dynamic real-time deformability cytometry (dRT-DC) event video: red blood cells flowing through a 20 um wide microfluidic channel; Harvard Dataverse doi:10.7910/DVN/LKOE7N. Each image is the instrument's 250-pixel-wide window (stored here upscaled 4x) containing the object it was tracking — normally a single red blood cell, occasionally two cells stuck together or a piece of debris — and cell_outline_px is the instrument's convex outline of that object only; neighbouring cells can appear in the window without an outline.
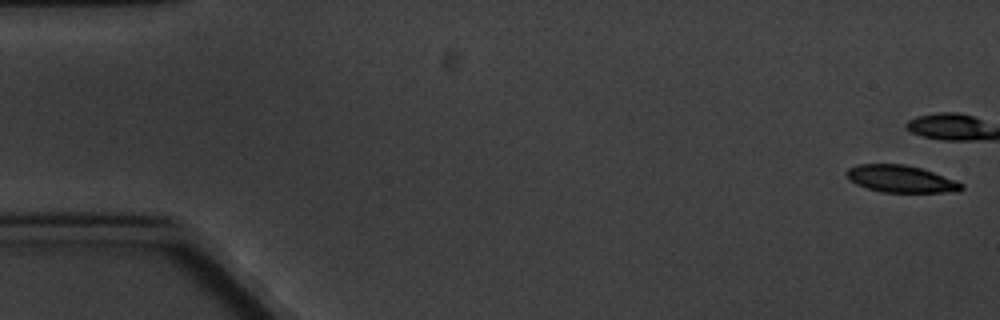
{"species": "common noctule bat (a hibernating species)", "species_latin": "Nyctalus noctula", "temperature_condition": "cold", "stored_images_in_passage": 6, "camera_frame_rate_fps": 3000, "um_per_image_px": 0.085, "animal": {"sex": "male", "body_mass_g": 20.1, "forearm_length_mm": 53.5}, "frame": {"image": 1, "passage_image": 1, "time_ms": 0.0, "image_size_px": [1000, 320], "cell_outline_px": [[964, 188], [960, 192], [884, 192], [868, 188], [856, 184], [844, 172], [848, 168], [860, 164], [904, 164], [920, 168], [932, 172], [964, 184]], "centroid_in_image_um": [76.59, 15.21], "position_along_channel_um": 8.4, "area_um2": 17.92}}